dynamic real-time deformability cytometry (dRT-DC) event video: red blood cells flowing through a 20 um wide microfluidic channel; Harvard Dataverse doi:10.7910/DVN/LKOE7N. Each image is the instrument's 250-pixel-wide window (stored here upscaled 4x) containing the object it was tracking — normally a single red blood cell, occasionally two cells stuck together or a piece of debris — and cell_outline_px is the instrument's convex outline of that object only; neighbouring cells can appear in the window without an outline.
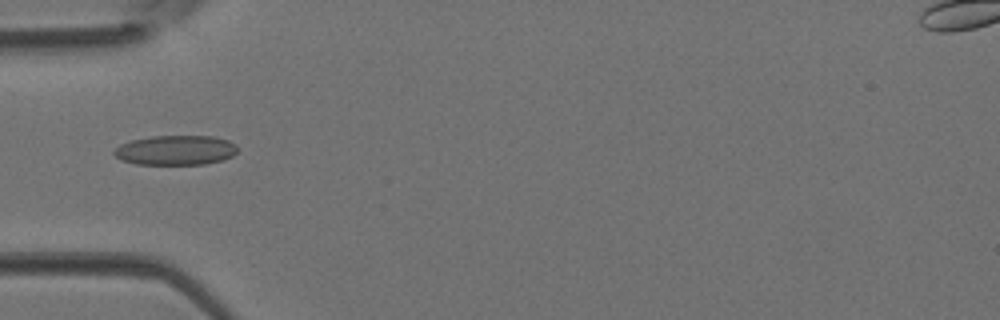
{"species": "Egyptian fruit bat (a non-hibernating species)", "species_latin": "Rousettus aegyptiacus", "temperature_condition": "room temperature", "stored_images_in_passage": 31, "camera_frame_rate_fps": 3000, "um_per_image_px": 0.085, "animal": {"sex": "female"}, "frame": {"image": 1, "passage_image": 14, "time_ms": 4.333, "image_size_px": [1000, 320], "cell_outline_px": [[236, 152], [232, 156], [224, 160], [204, 164], [136, 164], [120, 160], [112, 152], [120, 144], [132, 140], [152, 136], [212, 136], [228, 140], [236, 144]], "centroid_in_image_um": [14.93, 12.77], "position_along_channel_um": 70.1, "area_um2": 21.39}}
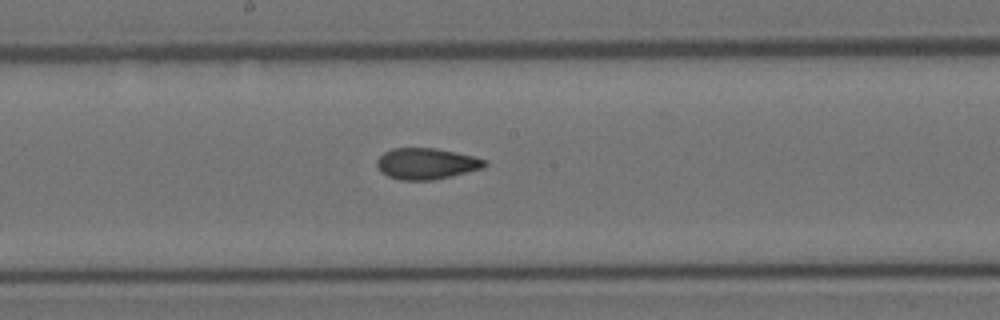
{"frame": {"image": 2, "passage_image": 23, "time_ms": 7.333, "image_size_px": [1000, 320], "cell_outline_px": [[488, 164], [484, 168], [452, 176], [432, 180], [400, 180], [388, 176], [380, 172], [376, 164], [376, 160], [384, 152], [392, 148], [436, 148], [456, 152], [488, 160]], "centroid_in_image_um": [36.25, 13.91], "position_along_channel_um": 211.9, "area_um2": 19.77}}
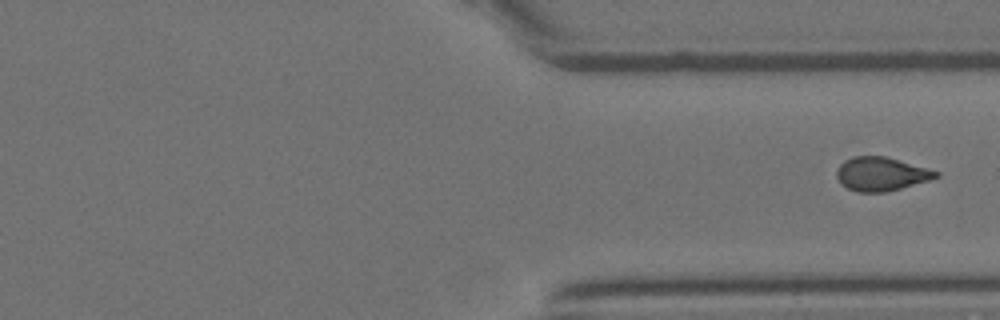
{"frame": {"image": 3, "passage_image": 31, "time_ms": 10.0, "image_size_px": [1000, 320], "cell_outline_px": [[940, 176], [932, 180], [884, 192], [856, 192], [840, 184], [836, 176], [836, 172], [840, 164], [844, 160], [852, 156], [884, 156], [940, 172]], "centroid_in_image_um": [74.88, 14.79], "position_along_channel_um": 336.5, "area_um2": 19.48}}